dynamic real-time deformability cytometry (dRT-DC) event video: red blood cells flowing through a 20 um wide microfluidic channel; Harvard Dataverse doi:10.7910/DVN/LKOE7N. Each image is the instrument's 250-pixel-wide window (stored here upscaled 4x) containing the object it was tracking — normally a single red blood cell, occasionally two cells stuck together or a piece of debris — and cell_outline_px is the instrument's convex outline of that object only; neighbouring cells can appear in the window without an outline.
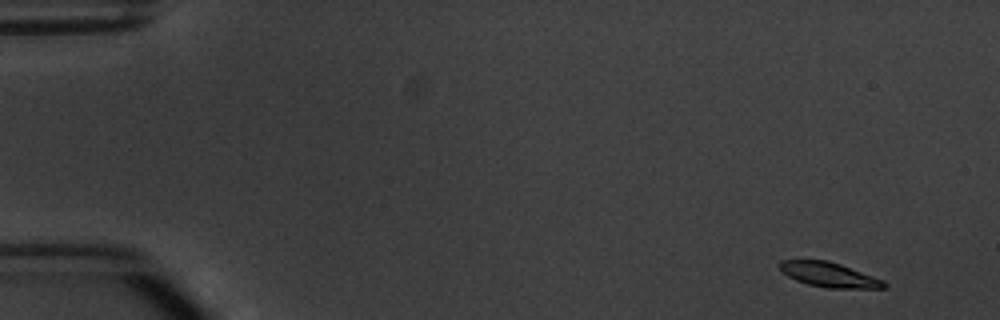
{"species": "common noctule bat (a hibernating species)", "species_latin": "Nyctalus noctula", "temperature_condition": "warm", "stored_images_in_passage": 8, "camera_frame_rate_fps": 3000, "um_per_image_px": 0.085, "animal": {"sex": "male", "body_mass_g": 20.1, "forearm_length_mm": 53.5}, "frame": {"image": 1, "passage_image": 1, "time_ms": 0.0, "image_size_px": [1000, 320], "cell_outline_px": [[888, 284], [884, 288], [828, 288], [808, 284], [796, 280], [788, 276], [780, 268], [780, 260], [828, 260], [840, 264], [884, 280]], "centroid_in_image_um": [70.5, 23.35], "position_along_channel_um": 14.5, "area_um2": 14.85}}